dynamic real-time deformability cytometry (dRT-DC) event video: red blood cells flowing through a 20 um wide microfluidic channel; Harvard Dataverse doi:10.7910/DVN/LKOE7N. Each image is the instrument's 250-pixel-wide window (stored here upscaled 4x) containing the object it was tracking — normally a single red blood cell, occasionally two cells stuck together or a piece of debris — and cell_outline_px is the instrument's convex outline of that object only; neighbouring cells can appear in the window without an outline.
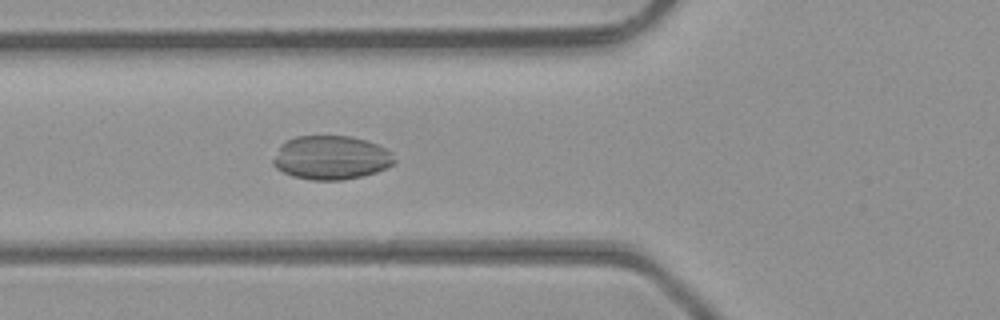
{"species": "common noctule bat (a hibernating species)", "species_latin": "Nyctalus noctula", "temperature_condition": "room temperature", "stored_images_in_passage": 33, "camera_frame_rate_fps": 3000, "um_per_image_px": 0.085, "animal": {"sex": "male", "body_mass_g": 23.1, "forearm_length_mm": 52.7}, "frame": {"image": 1, "passage_image": 8, "time_ms": 2.333, "image_size_px": [1000, 320], "cell_outline_px": [[396, 164], [376, 172], [360, 176], [340, 180], [312, 180], [292, 176], [276, 168], [272, 164], [272, 160], [280, 144], [296, 136], [352, 136], [376, 144], [392, 152], [396, 160]], "centroid_in_image_um": [28.14, 13.4], "position_along_channel_um": 97.7, "area_um2": 31.04}}
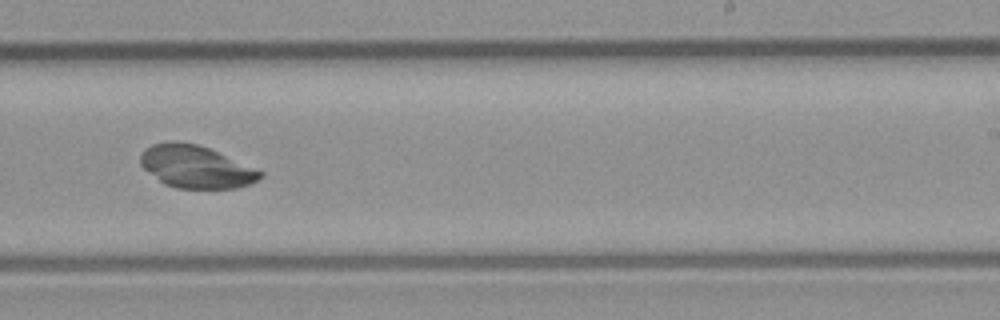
{"frame": {"image": 2, "passage_image": 20, "time_ms": 6.333, "image_size_px": [1000, 320], "cell_outline_px": [[264, 176], [248, 184], [236, 188], [176, 188], [164, 184], [144, 168], [140, 164], [140, 156], [144, 148], [152, 144], [168, 140], [172, 140], [196, 144], [208, 148], [264, 172]], "centroid_in_image_um": [16.61, 14.16], "position_along_channel_um": 272.4, "area_um2": 29.48}}
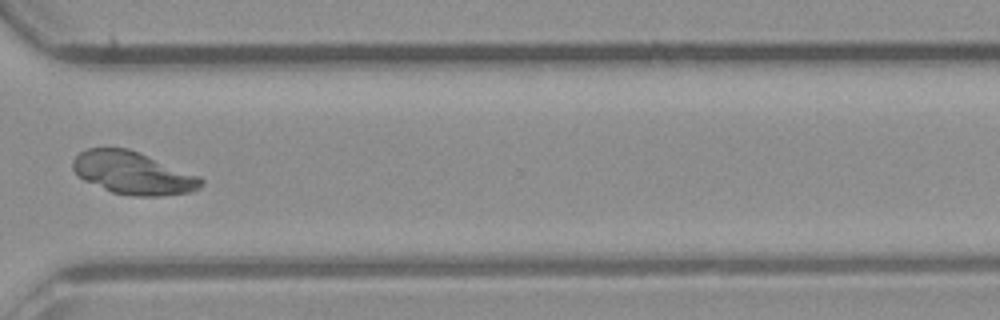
{"frame": {"image": 3, "passage_image": 26, "time_ms": 8.333, "image_size_px": [1000, 320], "cell_outline_px": [[204, 180], [200, 188], [192, 192], [160, 196], [132, 196], [112, 192], [84, 180], [72, 168], [72, 160], [80, 152], [88, 148], [128, 148], [200, 176]], "centroid_in_image_um": [11.32, 14.71], "position_along_channel_um": 359.3, "area_um2": 31.67}}